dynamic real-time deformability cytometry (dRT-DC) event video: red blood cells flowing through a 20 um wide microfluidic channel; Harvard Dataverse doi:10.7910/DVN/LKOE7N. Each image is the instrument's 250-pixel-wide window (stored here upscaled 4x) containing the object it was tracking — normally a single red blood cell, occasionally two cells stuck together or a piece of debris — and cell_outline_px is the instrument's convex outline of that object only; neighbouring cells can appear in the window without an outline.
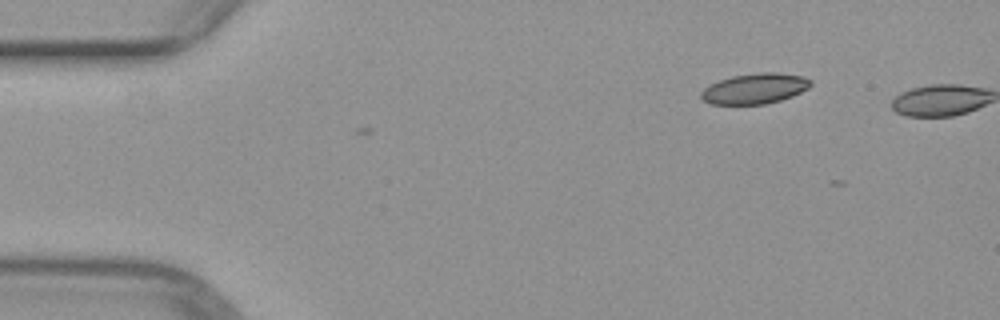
{"species": "common noctule bat (a hibernating species)", "species_latin": "Nyctalus noctula", "temperature_condition": "warm", "stored_images_in_passage": 3, "camera_frame_rate_fps": 3000, "um_per_image_px": 0.085, "animal": {"sex": "female", "body_mass_g": 29.2, "forearm_length_mm": 56.3}, "frame": {"image": 1, "passage_image": 3, "time_ms": 0.667, "image_size_px": [1000, 320], "cell_outline_px": [[812, 84], [808, 88], [792, 96], [780, 100], [764, 104], [708, 104], [700, 96], [700, 92], [704, 88], [720, 80], [732, 76], [756, 72], [776, 72], [804, 76], [812, 80]], "centroid_in_image_um": [64.17, 7.52], "position_along_channel_um": 20.8, "area_um2": 19.48}}